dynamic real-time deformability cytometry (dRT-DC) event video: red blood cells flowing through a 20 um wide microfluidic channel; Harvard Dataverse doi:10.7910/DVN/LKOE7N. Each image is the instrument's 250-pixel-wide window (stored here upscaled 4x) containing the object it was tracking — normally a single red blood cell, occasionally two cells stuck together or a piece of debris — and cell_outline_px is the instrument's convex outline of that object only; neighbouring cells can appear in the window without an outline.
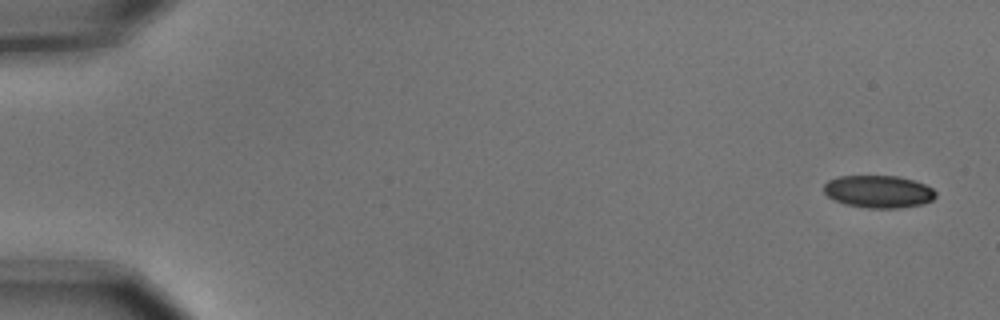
{"species": "common noctule bat (a hibernating species)", "species_latin": "Nyctalus noctula", "temperature_condition": "cold", "stored_images_in_passage": 6, "segment_of_instrument_passage": [1, 2], "camera_frame_rate_fps": 3000, "um_per_image_px": 0.085, "animal": {"sex": "male", "body_mass_g": 15.6}, "frame": {"image": 1, "passage_image": 1, "time_ms": 0.0, "image_size_px": [1000, 320], "cell_outline_px": [[936, 196], [932, 200], [924, 204], [900, 208], [868, 208], [844, 204], [828, 196], [824, 192], [824, 184], [828, 180], [840, 176], [900, 176], [924, 184], [932, 188], [936, 192]], "centroid_in_image_um": [74.69, 16.29], "position_along_channel_um": 10.3, "area_um2": 21.21}}
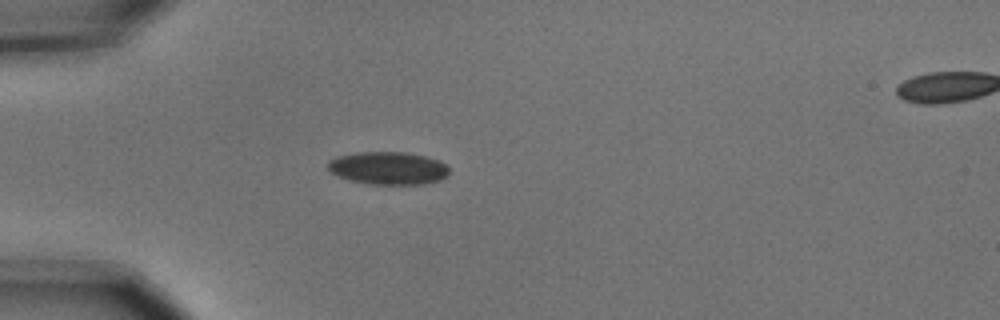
{"frame": {"image": 2, "passage_image": 5, "time_ms": 1.333, "image_size_px": [1000, 320], "cell_outline_px": [[448, 176], [440, 180], [424, 184], [372, 184], [352, 180], [340, 176], [332, 172], [328, 168], [328, 160], [336, 156], [356, 152], [408, 152], [440, 160], [448, 168]], "centroid_in_image_um": [33.01, 14.28], "position_along_channel_um": 52.0, "area_um2": 23.12}}